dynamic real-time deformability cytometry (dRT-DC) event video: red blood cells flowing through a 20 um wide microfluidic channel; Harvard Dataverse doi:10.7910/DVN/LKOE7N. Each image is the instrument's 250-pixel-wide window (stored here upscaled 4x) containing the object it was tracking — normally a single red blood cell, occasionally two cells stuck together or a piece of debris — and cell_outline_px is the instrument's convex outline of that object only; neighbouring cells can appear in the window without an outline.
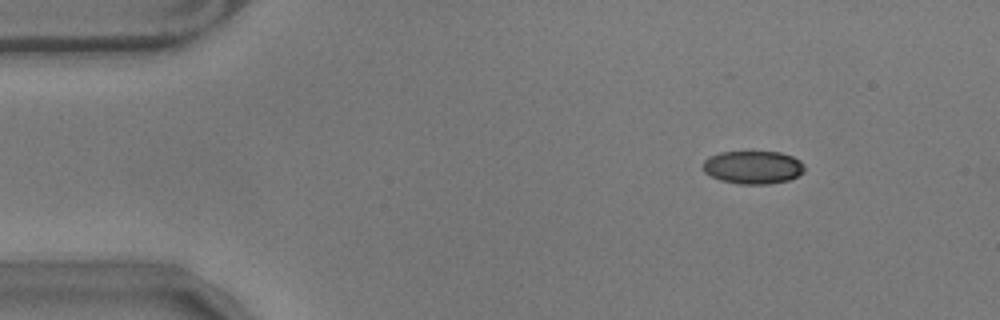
{"species": "common noctule bat (a hibernating species)", "species_latin": "Nyctalus noctula", "temperature_condition": "warm", "stored_images_in_passage": 49, "camera_frame_rate_fps": 3000, "um_per_image_px": 0.085, "animal": {"sex": "male", "body_mass_g": 17.9}, "frame": {"image": 1, "passage_image": 1, "time_ms": 0.0, "image_size_px": [1000, 320], "cell_outline_px": [[804, 172], [788, 180], [768, 184], [740, 184], [720, 180], [704, 172], [704, 160], [708, 156], [720, 152], [780, 152], [792, 156], [800, 160], [804, 164]], "centroid_in_image_um": [64.01, 14.21], "position_along_channel_um": 21.0, "area_um2": 19.54}}
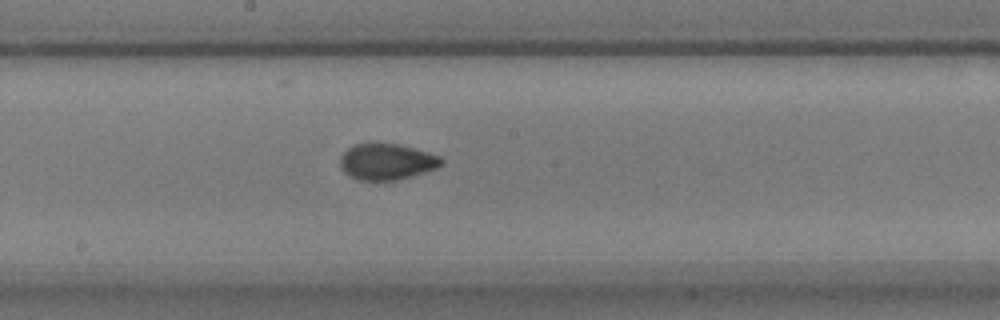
{"frame": {"image": 2, "passage_image": 24, "time_ms": 7.667, "image_size_px": [1000, 320], "cell_outline_px": [[444, 164], [436, 168], [412, 176], [396, 180], [356, 180], [344, 172], [340, 164], [340, 156], [352, 144], [368, 140], [400, 144], [428, 152], [440, 156], [444, 160]], "centroid_in_image_um": [32.84, 13.7], "position_along_channel_um": 215.4, "area_um2": 22.02}}
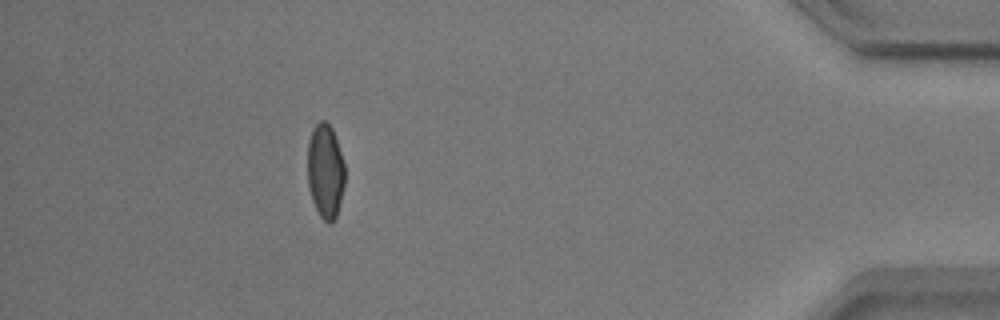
{"frame": {"image": 3, "passage_image": 45, "time_ms": 14.667, "image_size_px": [1000, 320], "cell_outline_px": [[344, 184], [336, 216], [332, 224], [328, 224], [320, 216], [312, 200], [308, 188], [308, 140], [312, 128], [320, 120], [324, 120], [332, 128], [344, 164]], "centroid_in_image_um": [27.63, 14.54], "position_along_channel_um": 407.6, "area_um2": 20.4}, "authors_computed_cell_mechanics": {"area_um2": 20.6924, "velocity_mm_per_s": 3.5285, "shape_relaxation_time_tau1_ms": 5.8166, "shape_relaxation_time_tau2_ms": 0.9012, "deformation_change_tau1": 0.172, "deformation_change_tau2": 0.0553}}